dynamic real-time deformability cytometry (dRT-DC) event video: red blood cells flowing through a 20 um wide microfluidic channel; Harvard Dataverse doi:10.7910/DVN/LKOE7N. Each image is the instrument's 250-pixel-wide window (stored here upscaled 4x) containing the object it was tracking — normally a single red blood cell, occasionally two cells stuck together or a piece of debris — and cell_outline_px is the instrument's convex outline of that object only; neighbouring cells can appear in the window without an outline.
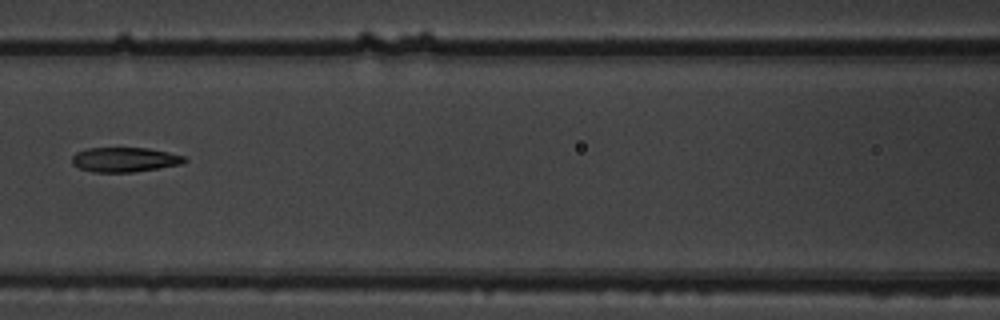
{"species": "common noctule bat (a hibernating species)", "species_latin": "Nyctalus noctula", "temperature_condition": "warm", "stored_images_in_passage": 7, "camera_frame_rate_fps": 3000, "um_per_image_px": 0.085, "animal": {"sex": "male", "body_mass_g": 19.5, "forearm_length_mm": 54.6}, "frame": {"image": 1, "passage_image": 6, "time_ms": 1.667, "image_size_px": [1000, 320], "cell_outline_px": [[188, 160], [184, 164], [160, 168], [132, 172], [92, 172], [80, 168], [72, 164], [72, 156], [76, 152], [88, 148], [148, 148], [168, 152], [184, 156]], "centroid_in_image_um": [10.62, 13.57], "position_along_channel_um": 156.0, "area_um2": 16.24}}
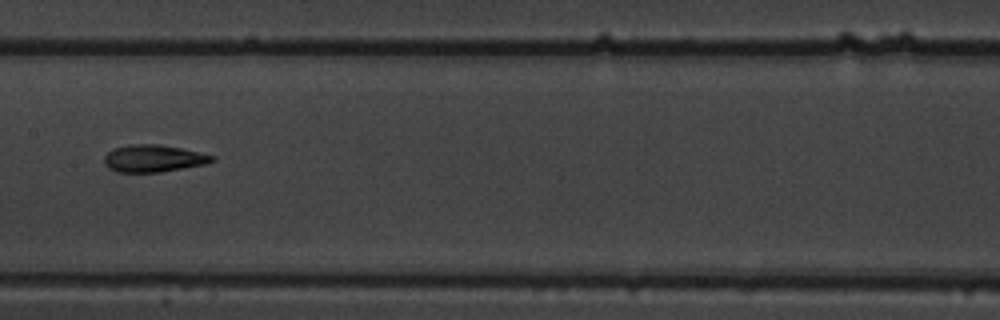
{"frame": {"image": 2, "passage_image": 7, "time_ms": 2.0, "image_size_px": [1000, 320], "cell_outline_px": [[216, 160], [208, 164], [160, 172], [116, 172], [108, 168], [104, 164], [104, 156], [112, 148], [132, 144], [160, 144], [180, 148], [216, 156]], "centroid_in_image_um": [13.05, 13.47], "position_along_channel_um": 194.4, "area_um2": 17.28}}